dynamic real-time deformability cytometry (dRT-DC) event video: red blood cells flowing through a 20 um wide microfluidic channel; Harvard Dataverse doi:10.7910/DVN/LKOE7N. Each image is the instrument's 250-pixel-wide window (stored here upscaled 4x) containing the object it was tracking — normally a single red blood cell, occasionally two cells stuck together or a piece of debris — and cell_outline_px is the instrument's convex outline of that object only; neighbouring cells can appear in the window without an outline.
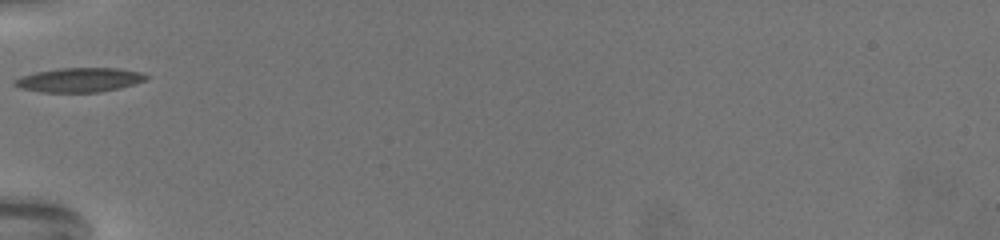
{"species": "common noctule bat (a hibernating species)", "species_latin": "Nyctalus noctula", "temperature_condition": "warm", "stored_images_in_passage": 35, "camera_frame_rate_fps": 3000, "um_per_image_px": 0.085, "animal": {"sex": "female", "body_mass_g": 19.5, "forearm_length_mm": 54.1}, "frame": {"image": 1, "passage_image": 1, "time_ms": 0.0, "image_size_px": [1000, 240], "cell_outline_px": [[148, 76], [144, 80], [120, 88], [100, 92], [40, 92], [20, 88], [12, 84], [12, 80], [20, 76], [36, 72], [56, 68], [120, 68], [144, 72]], "centroid_in_image_um": [6.71, 6.78], "position_along_channel_um": 78.3, "area_um2": 18.79}}
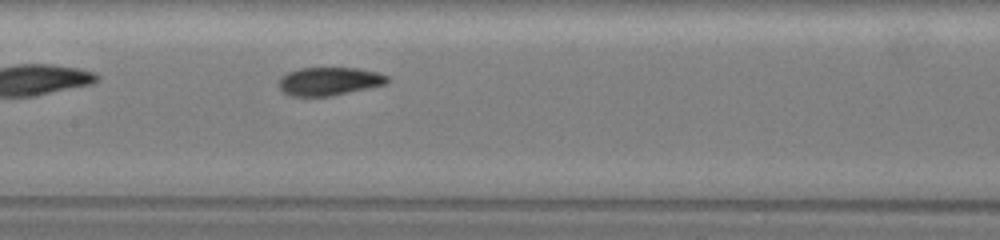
{"frame": {"image": 2, "passage_image": 11, "time_ms": 3.333, "image_size_px": [1000, 240], "cell_outline_px": [[388, 80], [384, 84], [368, 88], [332, 96], [288, 96], [276, 84], [280, 76], [288, 72], [300, 68], [356, 68], [376, 72], [388, 76]], "centroid_in_image_um": [27.91, 6.91], "position_along_channel_um": 179.5, "area_um2": 17.86}, "authors_computed_cell_mechanics": {"area_um2": 17.9758, "velocity_mm_per_s": 3.0334, "shape_relaxation_time_tau1_ms": 2.7542, "shape_relaxation_time_tau2_ms": 3.1567, "deformation_change_tau1": 0.1395, "deformation_change_tau2": 0.0585}}